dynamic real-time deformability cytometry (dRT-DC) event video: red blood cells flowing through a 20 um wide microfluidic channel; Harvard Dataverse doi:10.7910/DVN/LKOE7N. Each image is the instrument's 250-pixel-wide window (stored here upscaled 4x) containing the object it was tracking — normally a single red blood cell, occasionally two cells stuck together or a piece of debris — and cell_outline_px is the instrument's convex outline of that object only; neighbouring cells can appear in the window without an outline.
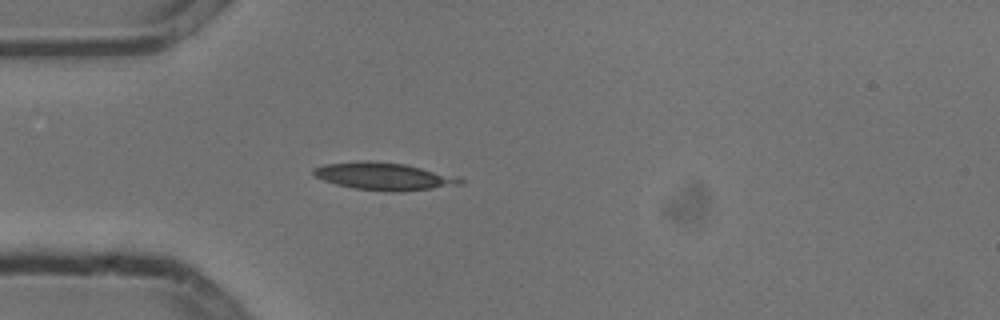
{"species": "common noctule bat (a hibernating species)", "species_latin": "Nyctalus noctula", "temperature_condition": "cold", "stored_images_in_passage": 4, "camera_frame_rate_fps": 3000, "um_per_image_px": 0.085, "animal": {"sex": "male", "body_mass_g": 13.3}, "frame": {"image": 1, "passage_image": 4, "time_ms": 1.0, "image_size_px": [1000, 320], "cell_outline_px": [[464, 184], [432, 188], [392, 192], [352, 188], [336, 184], [312, 176], [312, 168], [324, 164], [368, 160], [372, 160], [404, 164], [420, 168], [464, 180]], "centroid_in_image_um": [32.5, 14.98], "position_along_channel_um": 52.5, "area_um2": 23.06}}